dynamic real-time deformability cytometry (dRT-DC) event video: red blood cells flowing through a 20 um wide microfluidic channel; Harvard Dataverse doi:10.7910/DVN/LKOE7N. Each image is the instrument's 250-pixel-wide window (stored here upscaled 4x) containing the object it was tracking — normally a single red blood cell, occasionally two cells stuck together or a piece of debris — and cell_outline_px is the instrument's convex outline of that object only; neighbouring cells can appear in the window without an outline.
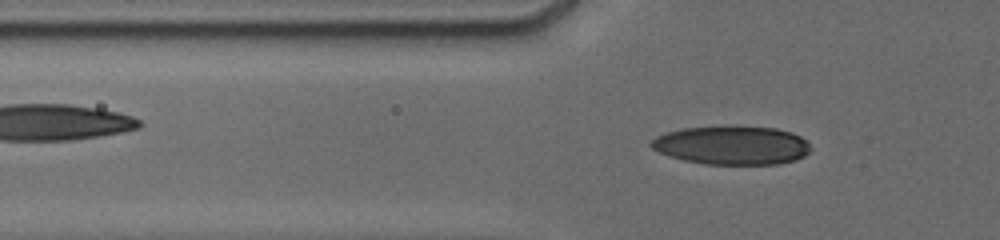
{"species": "human", "species_latin": "Homo sapiens", "temperature_condition": "cold", "stored_images_in_passage": 17, "camera_frame_rate_fps": 3000, "um_per_image_px": 0.085, "donor": {"sex": "male"}, "frame": {"image": 1, "passage_image": 7, "time_ms": 1.0, "image_size_px": [1000, 240], "cell_outline_px": [[812, 148], [804, 156], [796, 160], [780, 164], [704, 164], [684, 160], [660, 152], [652, 148], [648, 144], [656, 136], [680, 128], [724, 124], [736, 124], [776, 128], [792, 132], [808, 140]], "centroid_in_image_um": [62.25, 12.31], "position_along_channel_um": 63.6, "area_um2": 36.93}}
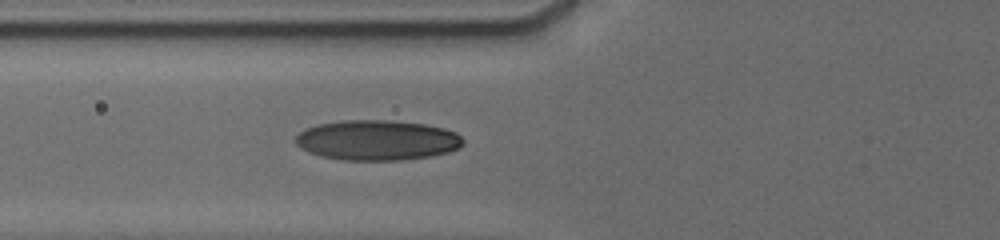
{"frame": {"image": 2, "passage_image": 13, "time_ms": 2.0, "image_size_px": [1000, 240], "cell_outline_px": [[464, 144], [460, 148], [448, 152], [428, 156], [400, 160], [344, 160], [320, 156], [308, 152], [300, 148], [296, 144], [296, 136], [300, 132], [316, 124], [340, 120], [388, 120], [424, 124], [444, 128], [456, 132], [464, 140]], "centroid_in_image_um": [32.05, 11.91], "position_along_channel_um": 93.7, "area_um2": 39.3}}